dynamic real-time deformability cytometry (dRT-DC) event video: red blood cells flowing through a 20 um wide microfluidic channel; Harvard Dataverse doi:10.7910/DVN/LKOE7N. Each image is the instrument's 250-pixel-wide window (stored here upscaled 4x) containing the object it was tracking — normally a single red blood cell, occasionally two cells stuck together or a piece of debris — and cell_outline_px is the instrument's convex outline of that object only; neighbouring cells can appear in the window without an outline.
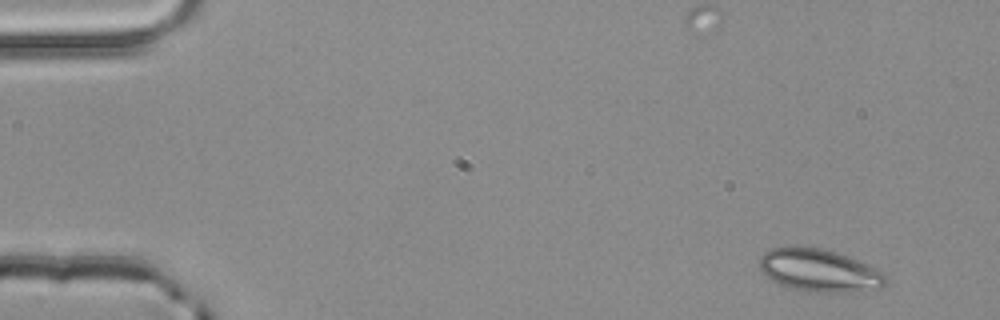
{"species": "common noctule bat (a hibernating species)", "species_latin": "Nyctalus noctula", "temperature_condition": "room temperature", "stored_images_in_passage": 2, "camera_frame_rate_fps": 3000, "um_per_image_px": 0.085, "animal": {"sex": "male", "body_mass_g": 20.4}, "frame": {"image": 1, "passage_image": 2, "time_ms": 0.333, "image_size_px": [1000, 320], "cell_outline_px": [[884, 284], [880, 288], [848, 292], [808, 292], [792, 288], [780, 284], [772, 280], [760, 268], [760, 256], [764, 252], [772, 248], [788, 244], [796, 244], [824, 248], [836, 252], [868, 264], [884, 272]], "centroid_in_image_um": [69.59, 22.94], "position_along_channel_um": 15.4, "area_um2": 31.67}}